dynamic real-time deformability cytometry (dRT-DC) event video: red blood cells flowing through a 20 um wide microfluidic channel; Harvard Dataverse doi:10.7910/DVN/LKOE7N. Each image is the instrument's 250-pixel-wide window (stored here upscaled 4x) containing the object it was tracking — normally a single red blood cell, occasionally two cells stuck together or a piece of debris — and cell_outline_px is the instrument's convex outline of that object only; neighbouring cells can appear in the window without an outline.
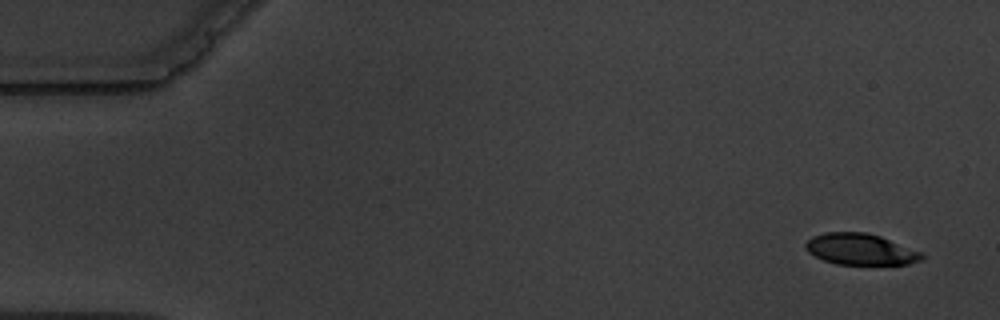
{"species": "common noctule bat (a hibernating species)", "species_latin": "Nyctalus noctula", "temperature_condition": "warm", "stored_images_in_passage": 6, "segment_of_instrument_passage": [1, 2], "camera_frame_rate_fps": 3000, "um_per_image_px": 0.085, "animal": {"sex": "male", "body_mass_g": 19.5, "forearm_length_mm": 54.6}, "frame": {"image": 1, "passage_image": 1, "time_ms": 0.0, "image_size_px": [1000, 320], "cell_outline_px": [[924, 256], [920, 260], [908, 264], [836, 264], [824, 260], [808, 252], [804, 248], [804, 244], [812, 236], [824, 232], [868, 232], [880, 236], [924, 252]], "centroid_in_image_um": [73.14, 21.17], "position_along_channel_um": 11.9, "area_um2": 21.27}}